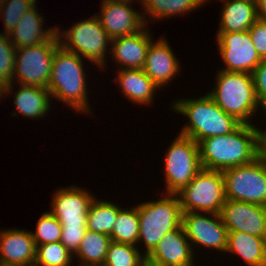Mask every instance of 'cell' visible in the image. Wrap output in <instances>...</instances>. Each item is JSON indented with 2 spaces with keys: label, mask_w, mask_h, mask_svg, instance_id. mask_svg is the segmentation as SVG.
<instances>
[{
  "label": "cell",
  "mask_w": 266,
  "mask_h": 266,
  "mask_svg": "<svg viewBox=\"0 0 266 266\" xmlns=\"http://www.w3.org/2000/svg\"><path fill=\"white\" fill-rule=\"evenodd\" d=\"M257 123L240 124L234 131L201 140L202 169L224 171L251 163L259 157Z\"/></svg>",
  "instance_id": "obj_1"
},
{
  "label": "cell",
  "mask_w": 266,
  "mask_h": 266,
  "mask_svg": "<svg viewBox=\"0 0 266 266\" xmlns=\"http://www.w3.org/2000/svg\"><path fill=\"white\" fill-rule=\"evenodd\" d=\"M76 53L59 46L54 51L51 75L47 89L51 97L74 109L77 113H90L88 83L85 74V61ZM90 105V106H89Z\"/></svg>",
  "instance_id": "obj_2"
},
{
  "label": "cell",
  "mask_w": 266,
  "mask_h": 266,
  "mask_svg": "<svg viewBox=\"0 0 266 266\" xmlns=\"http://www.w3.org/2000/svg\"><path fill=\"white\" fill-rule=\"evenodd\" d=\"M177 114L186 116L188 122L181 127L179 134L201 140L234 131L241 122L225 113L206 93L196 98H180L170 104Z\"/></svg>",
  "instance_id": "obj_3"
},
{
  "label": "cell",
  "mask_w": 266,
  "mask_h": 266,
  "mask_svg": "<svg viewBox=\"0 0 266 266\" xmlns=\"http://www.w3.org/2000/svg\"><path fill=\"white\" fill-rule=\"evenodd\" d=\"M217 72L214 87L207 94L225 113L234 116L242 124L253 125L252 120L261 109L257 103L252 74L221 69Z\"/></svg>",
  "instance_id": "obj_4"
},
{
  "label": "cell",
  "mask_w": 266,
  "mask_h": 266,
  "mask_svg": "<svg viewBox=\"0 0 266 266\" xmlns=\"http://www.w3.org/2000/svg\"><path fill=\"white\" fill-rule=\"evenodd\" d=\"M157 199L136 205L140 227L137 243L144 244L142 250L146 257L167 233L181 225L182 211L177 195L164 194Z\"/></svg>",
  "instance_id": "obj_5"
},
{
  "label": "cell",
  "mask_w": 266,
  "mask_h": 266,
  "mask_svg": "<svg viewBox=\"0 0 266 266\" xmlns=\"http://www.w3.org/2000/svg\"><path fill=\"white\" fill-rule=\"evenodd\" d=\"M59 45L72 53H76L87 62L93 63L98 68L107 66V54L110 55L111 38L102 28L99 19L94 14L85 20L74 22V25L66 30L56 27Z\"/></svg>",
  "instance_id": "obj_6"
},
{
  "label": "cell",
  "mask_w": 266,
  "mask_h": 266,
  "mask_svg": "<svg viewBox=\"0 0 266 266\" xmlns=\"http://www.w3.org/2000/svg\"><path fill=\"white\" fill-rule=\"evenodd\" d=\"M176 195L182 212L220 214L226 201L222 171L201 169Z\"/></svg>",
  "instance_id": "obj_7"
},
{
  "label": "cell",
  "mask_w": 266,
  "mask_h": 266,
  "mask_svg": "<svg viewBox=\"0 0 266 266\" xmlns=\"http://www.w3.org/2000/svg\"><path fill=\"white\" fill-rule=\"evenodd\" d=\"M165 153V194H176L202 169L199 145L178 133Z\"/></svg>",
  "instance_id": "obj_8"
},
{
  "label": "cell",
  "mask_w": 266,
  "mask_h": 266,
  "mask_svg": "<svg viewBox=\"0 0 266 266\" xmlns=\"http://www.w3.org/2000/svg\"><path fill=\"white\" fill-rule=\"evenodd\" d=\"M59 46L58 35L55 33L42 44L16 49L12 83L47 88L54 51Z\"/></svg>",
  "instance_id": "obj_9"
},
{
  "label": "cell",
  "mask_w": 266,
  "mask_h": 266,
  "mask_svg": "<svg viewBox=\"0 0 266 266\" xmlns=\"http://www.w3.org/2000/svg\"><path fill=\"white\" fill-rule=\"evenodd\" d=\"M226 200L266 206V163L258 157L251 163L222 171Z\"/></svg>",
  "instance_id": "obj_10"
},
{
  "label": "cell",
  "mask_w": 266,
  "mask_h": 266,
  "mask_svg": "<svg viewBox=\"0 0 266 266\" xmlns=\"http://www.w3.org/2000/svg\"><path fill=\"white\" fill-rule=\"evenodd\" d=\"M181 226L193 252L199 245L204 249H214L225 254L228 231L220 214L182 212Z\"/></svg>",
  "instance_id": "obj_11"
},
{
  "label": "cell",
  "mask_w": 266,
  "mask_h": 266,
  "mask_svg": "<svg viewBox=\"0 0 266 266\" xmlns=\"http://www.w3.org/2000/svg\"><path fill=\"white\" fill-rule=\"evenodd\" d=\"M216 45L227 72L249 73L263 60L257 53L248 31L217 33Z\"/></svg>",
  "instance_id": "obj_12"
},
{
  "label": "cell",
  "mask_w": 266,
  "mask_h": 266,
  "mask_svg": "<svg viewBox=\"0 0 266 266\" xmlns=\"http://www.w3.org/2000/svg\"><path fill=\"white\" fill-rule=\"evenodd\" d=\"M49 211L62 226H87V214L96 196L78 185L56 189Z\"/></svg>",
  "instance_id": "obj_13"
},
{
  "label": "cell",
  "mask_w": 266,
  "mask_h": 266,
  "mask_svg": "<svg viewBox=\"0 0 266 266\" xmlns=\"http://www.w3.org/2000/svg\"><path fill=\"white\" fill-rule=\"evenodd\" d=\"M101 2L100 13L95 15L111 39L136 34L146 26L142 11L133 9L132 3L109 0Z\"/></svg>",
  "instance_id": "obj_14"
},
{
  "label": "cell",
  "mask_w": 266,
  "mask_h": 266,
  "mask_svg": "<svg viewBox=\"0 0 266 266\" xmlns=\"http://www.w3.org/2000/svg\"><path fill=\"white\" fill-rule=\"evenodd\" d=\"M220 216L228 232L239 231L266 237V206L226 200Z\"/></svg>",
  "instance_id": "obj_15"
},
{
  "label": "cell",
  "mask_w": 266,
  "mask_h": 266,
  "mask_svg": "<svg viewBox=\"0 0 266 266\" xmlns=\"http://www.w3.org/2000/svg\"><path fill=\"white\" fill-rule=\"evenodd\" d=\"M165 36L152 41L147 51L143 71L161 90L181 74L182 68Z\"/></svg>",
  "instance_id": "obj_16"
},
{
  "label": "cell",
  "mask_w": 266,
  "mask_h": 266,
  "mask_svg": "<svg viewBox=\"0 0 266 266\" xmlns=\"http://www.w3.org/2000/svg\"><path fill=\"white\" fill-rule=\"evenodd\" d=\"M14 85L19 86L16 90ZM15 89V93H14ZM11 93V94H10ZM13 94V103L15 110L12 116L18 117V113L24 117L31 118V120H38L44 118L49 114L51 108L52 97L47 88L39 86L18 85L10 83L2 87L1 98ZM51 101V103H50Z\"/></svg>",
  "instance_id": "obj_17"
},
{
  "label": "cell",
  "mask_w": 266,
  "mask_h": 266,
  "mask_svg": "<svg viewBox=\"0 0 266 266\" xmlns=\"http://www.w3.org/2000/svg\"><path fill=\"white\" fill-rule=\"evenodd\" d=\"M149 26L129 36L111 39L110 56L118 69H143L150 43L154 40Z\"/></svg>",
  "instance_id": "obj_18"
},
{
  "label": "cell",
  "mask_w": 266,
  "mask_h": 266,
  "mask_svg": "<svg viewBox=\"0 0 266 266\" xmlns=\"http://www.w3.org/2000/svg\"><path fill=\"white\" fill-rule=\"evenodd\" d=\"M37 246L28 229H0V266H34Z\"/></svg>",
  "instance_id": "obj_19"
},
{
  "label": "cell",
  "mask_w": 266,
  "mask_h": 266,
  "mask_svg": "<svg viewBox=\"0 0 266 266\" xmlns=\"http://www.w3.org/2000/svg\"><path fill=\"white\" fill-rule=\"evenodd\" d=\"M195 255L180 225L167 233L147 258L160 266H196Z\"/></svg>",
  "instance_id": "obj_20"
},
{
  "label": "cell",
  "mask_w": 266,
  "mask_h": 266,
  "mask_svg": "<svg viewBox=\"0 0 266 266\" xmlns=\"http://www.w3.org/2000/svg\"><path fill=\"white\" fill-rule=\"evenodd\" d=\"M35 5L23 14L15 28L8 34L16 49L42 44L48 41L55 33L56 26L45 28L44 17L38 12Z\"/></svg>",
  "instance_id": "obj_21"
},
{
  "label": "cell",
  "mask_w": 266,
  "mask_h": 266,
  "mask_svg": "<svg viewBox=\"0 0 266 266\" xmlns=\"http://www.w3.org/2000/svg\"><path fill=\"white\" fill-rule=\"evenodd\" d=\"M114 79L119 84V91L122 90L120 93L132 104L151 105L154 103L155 91H160L143 69H119Z\"/></svg>",
  "instance_id": "obj_22"
},
{
  "label": "cell",
  "mask_w": 266,
  "mask_h": 266,
  "mask_svg": "<svg viewBox=\"0 0 266 266\" xmlns=\"http://www.w3.org/2000/svg\"><path fill=\"white\" fill-rule=\"evenodd\" d=\"M223 3L217 33L248 31L257 18L256 2L218 0Z\"/></svg>",
  "instance_id": "obj_23"
},
{
  "label": "cell",
  "mask_w": 266,
  "mask_h": 266,
  "mask_svg": "<svg viewBox=\"0 0 266 266\" xmlns=\"http://www.w3.org/2000/svg\"><path fill=\"white\" fill-rule=\"evenodd\" d=\"M225 253L240 257L248 266H266V237L228 232Z\"/></svg>",
  "instance_id": "obj_24"
},
{
  "label": "cell",
  "mask_w": 266,
  "mask_h": 266,
  "mask_svg": "<svg viewBox=\"0 0 266 266\" xmlns=\"http://www.w3.org/2000/svg\"><path fill=\"white\" fill-rule=\"evenodd\" d=\"M204 4L202 0H142V17L148 26L151 21L156 22L194 12Z\"/></svg>",
  "instance_id": "obj_25"
},
{
  "label": "cell",
  "mask_w": 266,
  "mask_h": 266,
  "mask_svg": "<svg viewBox=\"0 0 266 266\" xmlns=\"http://www.w3.org/2000/svg\"><path fill=\"white\" fill-rule=\"evenodd\" d=\"M111 238L107 234L86 230L73 259L78 266L104 265Z\"/></svg>",
  "instance_id": "obj_26"
},
{
  "label": "cell",
  "mask_w": 266,
  "mask_h": 266,
  "mask_svg": "<svg viewBox=\"0 0 266 266\" xmlns=\"http://www.w3.org/2000/svg\"><path fill=\"white\" fill-rule=\"evenodd\" d=\"M116 204L106 199L95 198L87 214V229L110 236L118 212L123 207Z\"/></svg>",
  "instance_id": "obj_27"
},
{
  "label": "cell",
  "mask_w": 266,
  "mask_h": 266,
  "mask_svg": "<svg viewBox=\"0 0 266 266\" xmlns=\"http://www.w3.org/2000/svg\"><path fill=\"white\" fill-rule=\"evenodd\" d=\"M139 216L136 206L121 208L113 226L110 238L112 241L138 245L139 239Z\"/></svg>",
  "instance_id": "obj_28"
},
{
  "label": "cell",
  "mask_w": 266,
  "mask_h": 266,
  "mask_svg": "<svg viewBox=\"0 0 266 266\" xmlns=\"http://www.w3.org/2000/svg\"><path fill=\"white\" fill-rule=\"evenodd\" d=\"M138 248V249H137ZM140 248L131 244L111 241L106 259L105 266H139L146 258Z\"/></svg>",
  "instance_id": "obj_29"
},
{
  "label": "cell",
  "mask_w": 266,
  "mask_h": 266,
  "mask_svg": "<svg viewBox=\"0 0 266 266\" xmlns=\"http://www.w3.org/2000/svg\"><path fill=\"white\" fill-rule=\"evenodd\" d=\"M73 254L60 242L37 245L34 266H70Z\"/></svg>",
  "instance_id": "obj_30"
},
{
  "label": "cell",
  "mask_w": 266,
  "mask_h": 266,
  "mask_svg": "<svg viewBox=\"0 0 266 266\" xmlns=\"http://www.w3.org/2000/svg\"><path fill=\"white\" fill-rule=\"evenodd\" d=\"M39 217L35 231H31L36 246L60 241L62 234L61 223L48 211Z\"/></svg>",
  "instance_id": "obj_31"
},
{
  "label": "cell",
  "mask_w": 266,
  "mask_h": 266,
  "mask_svg": "<svg viewBox=\"0 0 266 266\" xmlns=\"http://www.w3.org/2000/svg\"><path fill=\"white\" fill-rule=\"evenodd\" d=\"M37 0H6L0 8V17L4 24V33L9 34L17 25L21 16L32 9Z\"/></svg>",
  "instance_id": "obj_32"
},
{
  "label": "cell",
  "mask_w": 266,
  "mask_h": 266,
  "mask_svg": "<svg viewBox=\"0 0 266 266\" xmlns=\"http://www.w3.org/2000/svg\"><path fill=\"white\" fill-rule=\"evenodd\" d=\"M16 48L10 41L8 34L0 32V85L13 81Z\"/></svg>",
  "instance_id": "obj_33"
},
{
  "label": "cell",
  "mask_w": 266,
  "mask_h": 266,
  "mask_svg": "<svg viewBox=\"0 0 266 266\" xmlns=\"http://www.w3.org/2000/svg\"><path fill=\"white\" fill-rule=\"evenodd\" d=\"M253 77V83L255 88V94L257 103L262 110L266 113V59L262 60L261 63L251 73Z\"/></svg>",
  "instance_id": "obj_34"
},
{
  "label": "cell",
  "mask_w": 266,
  "mask_h": 266,
  "mask_svg": "<svg viewBox=\"0 0 266 266\" xmlns=\"http://www.w3.org/2000/svg\"><path fill=\"white\" fill-rule=\"evenodd\" d=\"M86 230L87 226H62L60 242L74 255Z\"/></svg>",
  "instance_id": "obj_35"
},
{
  "label": "cell",
  "mask_w": 266,
  "mask_h": 266,
  "mask_svg": "<svg viewBox=\"0 0 266 266\" xmlns=\"http://www.w3.org/2000/svg\"><path fill=\"white\" fill-rule=\"evenodd\" d=\"M248 32L258 55L266 59V22L257 19Z\"/></svg>",
  "instance_id": "obj_36"
},
{
  "label": "cell",
  "mask_w": 266,
  "mask_h": 266,
  "mask_svg": "<svg viewBox=\"0 0 266 266\" xmlns=\"http://www.w3.org/2000/svg\"><path fill=\"white\" fill-rule=\"evenodd\" d=\"M266 115V113H265ZM259 157L266 163V130L258 128Z\"/></svg>",
  "instance_id": "obj_37"
},
{
  "label": "cell",
  "mask_w": 266,
  "mask_h": 266,
  "mask_svg": "<svg viewBox=\"0 0 266 266\" xmlns=\"http://www.w3.org/2000/svg\"><path fill=\"white\" fill-rule=\"evenodd\" d=\"M257 18L266 22V0H257Z\"/></svg>",
  "instance_id": "obj_38"
},
{
  "label": "cell",
  "mask_w": 266,
  "mask_h": 266,
  "mask_svg": "<svg viewBox=\"0 0 266 266\" xmlns=\"http://www.w3.org/2000/svg\"><path fill=\"white\" fill-rule=\"evenodd\" d=\"M139 266H160L157 263L150 261L147 257L140 263Z\"/></svg>",
  "instance_id": "obj_39"
},
{
  "label": "cell",
  "mask_w": 266,
  "mask_h": 266,
  "mask_svg": "<svg viewBox=\"0 0 266 266\" xmlns=\"http://www.w3.org/2000/svg\"><path fill=\"white\" fill-rule=\"evenodd\" d=\"M109 1H114V2H127V3H133L135 0H109ZM139 2V5L142 4V0H136L135 2Z\"/></svg>",
  "instance_id": "obj_40"
},
{
  "label": "cell",
  "mask_w": 266,
  "mask_h": 266,
  "mask_svg": "<svg viewBox=\"0 0 266 266\" xmlns=\"http://www.w3.org/2000/svg\"><path fill=\"white\" fill-rule=\"evenodd\" d=\"M6 0H0V8L3 7Z\"/></svg>",
  "instance_id": "obj_41"
},
{
  "label": "cell",
  "mask_w": 266,
  "mask_h": 266,
  "mask_svg": "<svg viewBox=\"0 0 266 266\" xmlns=\"http://www.w3.org/2000/svg\"><path fill=\"white\" fill-rule=\"evenodd\" d=\"M239 1H252V2H257V0H239Z\"/></svg>",
  "instance_id": "obj_42"
},
{
  "label": "cell",
  "mask_w": 266,
  "mask_h": 266,
  "mask_svg": "<svg viewBox=\"0 0 266 266\" xmlns=\"http://www.w3.org/2000/svg\"><path fill=\"white\" fill-rule=\"evenodd\" d=\"M1 93H2V86L0 85V99H1Z\"/></svg>",
  "instance_id": "obj_43"
}]
</instances>
